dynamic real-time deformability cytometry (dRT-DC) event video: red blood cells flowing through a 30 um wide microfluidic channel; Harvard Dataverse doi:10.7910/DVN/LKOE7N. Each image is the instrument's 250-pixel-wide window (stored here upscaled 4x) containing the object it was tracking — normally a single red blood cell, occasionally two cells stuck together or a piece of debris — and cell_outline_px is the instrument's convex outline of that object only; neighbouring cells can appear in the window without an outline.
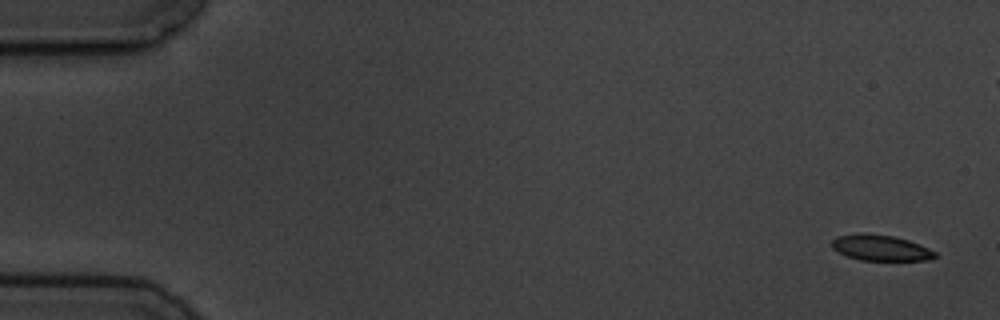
{"species": "common noctule bat (a hibernating species)", "species_latin": "Nyctalus noctula", "temperature_condition": "cold", "stored_images_in_passage": 6, "camera_frame_rate_fps": 3000, "um_per_image_px": 0.085, "animal": {"sex": "male", "body_mass_g": 19.5, "forearm_length_mm": 54.6}, "frame": {"image": 1, "passage_image": 1, "time_ms": 0.0, "image_size_px": [1000, 320], "cell_outline_px": [[936, 256], [928, 260], [860, 260], [848, 256], [832, 248], [832, 240], [836, 236], [860, 232], [864, 232], [892, 236], [908, 240], [920, 244], [936, 252]], "centroid_in_image_um": [74.83, 21.05], "position_along_channel_um": 10.2, "area_um2": 15.49}}